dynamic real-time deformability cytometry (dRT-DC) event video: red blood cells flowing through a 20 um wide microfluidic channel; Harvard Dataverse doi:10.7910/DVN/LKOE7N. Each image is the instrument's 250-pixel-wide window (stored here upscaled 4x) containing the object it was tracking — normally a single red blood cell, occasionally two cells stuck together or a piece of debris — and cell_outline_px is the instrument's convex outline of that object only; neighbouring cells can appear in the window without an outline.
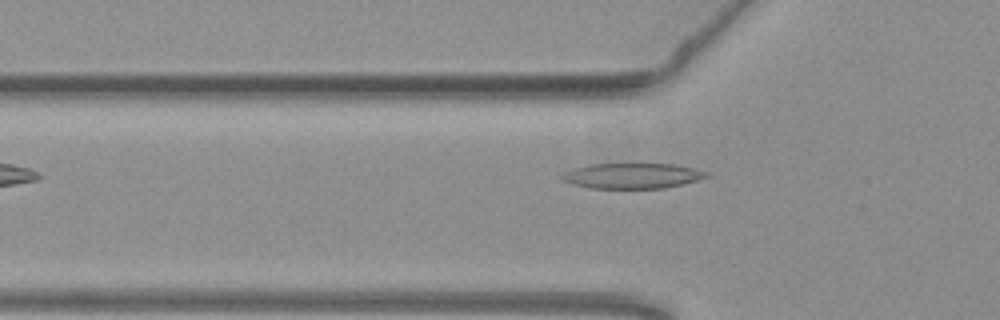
{"species": "common noctule bat (a hibernating species)", "species_latin": "Nyctalus noctula", "temperature_condition": "warm", "stored_images_in_passage": 41, "camera_frame_rate_fps": 3000, "um_per_image_px": 0.085, "animal": {"sex": "female", "body_mass_g": 19.3, "forearm_length_mm": 54.1}, "frame": {"image": 1, "passage_image": 5, "time_ms": 1.333, "image_size_px": [1000, 320], "cell_outline_px": [[712, 176], [664, 188], [592, 188], [572, 184], [560, 180], [560, 176], [576, 168], [588, 164], [672, 164], [692, 168], [708, 172]], "centroid_in_image_um": [53.74, 14.94], "position_along_channel_um": 72.1, "area_um2": 21.1}}
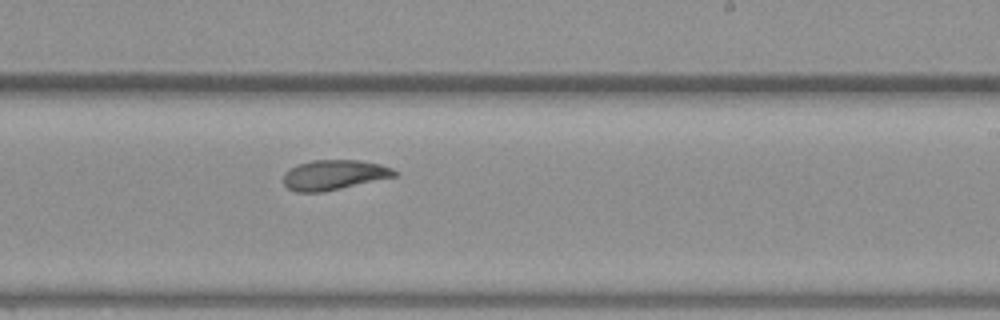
{"frame": {"image": 2, "passage_image": 20, "time_ms": 6.333, "image_size_px": [1000, 320], "cell_outline_px": [[400, 176], [320, 192], [296, 192], [288, 188], [284, 184], [284, 172], [300, 164], [312, 160], [360, 160], [380, 164], [392, 168], [400, 172]], "centroid_in_image_um": [28.46, 14.86], "position_along_channel_um": 260.5, "area_um2": 19.42}}
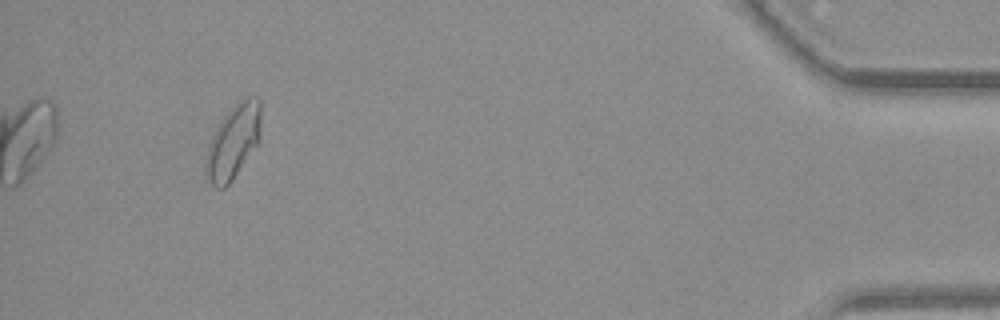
{"frame": {"image": 3, "passage_image": 38, "time_ms": 12.333, "image_size_px": [1000, 320], "cell_outline_px": [[260, 140], [232, 180], [224, 188], [216, 188], [208, 180], [204, 172], [204, 164], [208, 144], [216, 128], [224, 116], [244, 96], [256, 96], [260, 100]], "centroid_in_image_um": [19.81, 12.05], "position_along_channel_um": 415.4, "area_um2": 23.76}, "authors_computed_cell_mechanics": {"area_um2": 20.0566, "velocity_mm_per_s": 3.7694, "shape_relaxation_time_tau1_ms": 6.3509, "shape_relaxation_time_tau2_ms": 5.4491, "deformation_change_tau1": 0.1953, "deformation_change_tau2": 0.1121}}